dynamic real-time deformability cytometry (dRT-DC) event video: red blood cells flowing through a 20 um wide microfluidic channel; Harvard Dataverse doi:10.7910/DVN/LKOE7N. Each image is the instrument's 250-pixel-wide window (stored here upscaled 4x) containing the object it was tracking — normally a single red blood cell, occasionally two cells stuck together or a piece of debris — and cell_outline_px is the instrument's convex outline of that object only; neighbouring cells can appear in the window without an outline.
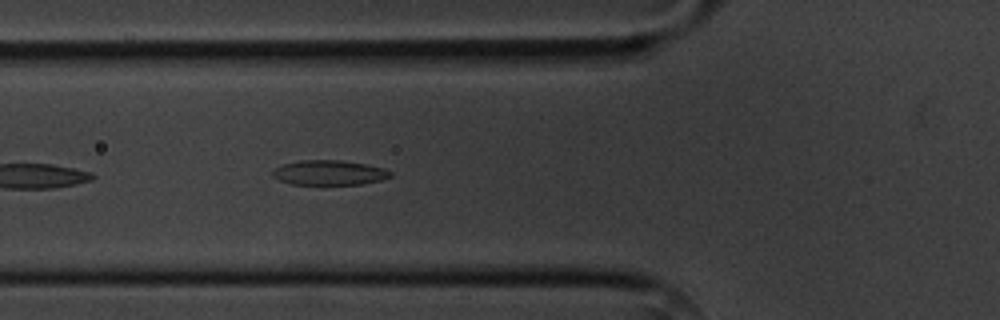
{"species": "common noctule bat (a hibernating species)", "species_latin": "Nyctalus noctula", "temperature_condition": "cold", "stored_images_in_passage": 4, "camera_frame_rate_fps": 3000, "um_per_image_px": 0.085, "animal": {"sex": "male", "body_mass_g": 20.1, "forearm_length_mm": 53.5}, "frame": {"image": 1, "passage_image": 4, "time_ms": 4.667, "image_size_px": [1000, 320], "cell_outline_px": [[392, 176], [380, 180], [360, 184], [292, 184], [280, 180], [272, 176], [272, 172], [276, 168], [284, 164], [300, 160], [340, 160], [364, 164], [384, 168], [392, 172]], "centroid_in_image_um": [27.99, 14.67], "position_along_channel_um": 97.8, "area_um2": 16.82}}